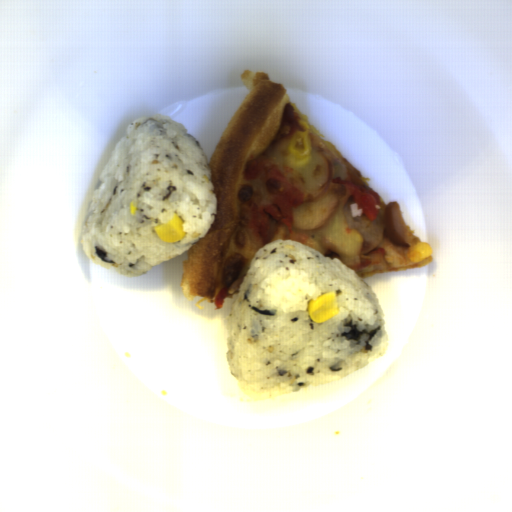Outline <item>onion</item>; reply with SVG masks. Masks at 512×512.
<instances>
[{
	"mask_svg": "<svg viewBox=\"0 0 512 512\" xmlns=\"http://www.w3.org/2000/svg\"><path fill=\"white\" fill-rule=\"evenodd\" d=\"M321 155L328 166V172H327V177H326L324 183L319 187L318 192L312 197V200L314 202L321 199L324 196V194L327 192L328 184H329V182L333 176V172H334V167H333L331 161L329 160V158L324 153H321Z\"/></svg>",
	"mask_w": 512,
	"mask_h": 512,
	"instance_id": "onion-1",
	"label": "onion"
}]
</instances>
